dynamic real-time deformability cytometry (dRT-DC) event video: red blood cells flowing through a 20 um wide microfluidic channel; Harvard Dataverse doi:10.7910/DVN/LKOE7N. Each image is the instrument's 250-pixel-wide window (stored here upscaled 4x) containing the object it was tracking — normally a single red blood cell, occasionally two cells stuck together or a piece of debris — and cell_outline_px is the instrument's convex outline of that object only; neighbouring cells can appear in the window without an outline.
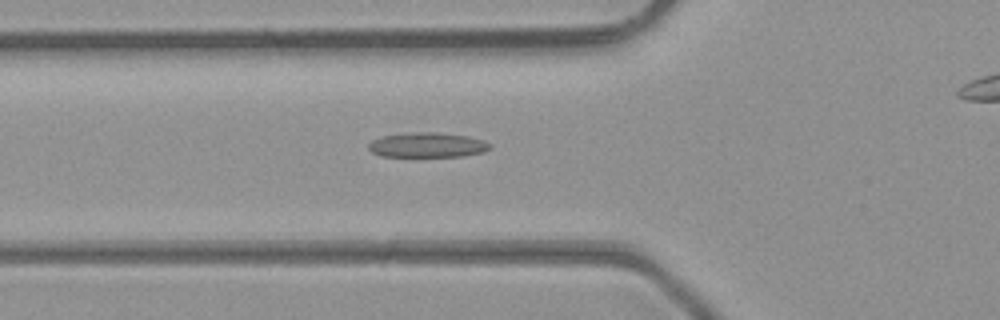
{"species": "common noctule bat (a hibernating species)", "species_latin": "Nyctalus noctula", "temperature_condition": "room temperature", "stored_images_in_passage": 29, "camera_frame_rate_fps": 3000, "um_per_image_px": 0.085, "animal": {"sex": "male", "body_mass_g": 23.1, "forearm_length_mm": 52.7}, "frame": {"image": 1, "passage_image": 4, "time_ms": 1.0, "image_size_px": [1000, 320], "cell_outline_px": [[492, 148], [484, 152], [464, 156], [380, 156], [372, 152], [368, 148], [368, 144], [372, 140], [384, 136], [412, 132], [436, 132], [468, 136], [484, 140], [492, 144]], "centroid_in_image_um": [36.37, 12.32], "position_along_channel_um": 89.4, "area_um2": 17.63}}
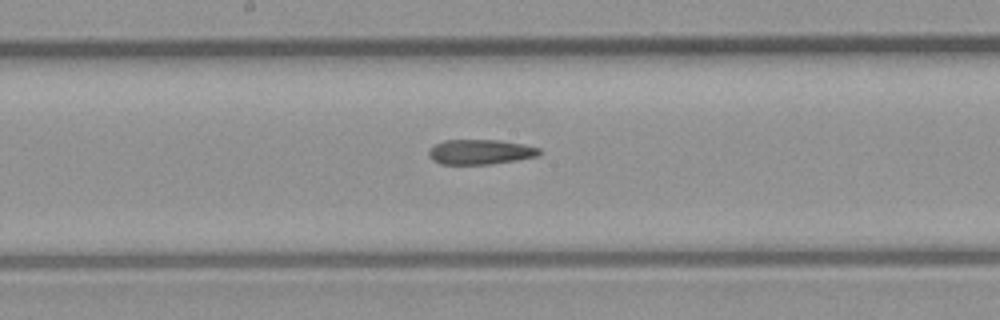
{"frame": {"image": 2, "passage_image": 12, "time_ms": 3.667, "image_size_px": [1000, 320], "cell_outline_px": [[540, 156], [492, 164], [440, 164], [432, 160], [428, 156], [428, 152], [436, 144], [444, 140], [500, 140], [540, 148]], "centroid_in_image_um": [40.82, 12.92], "position_along_channel_um": 207.4, "area_um2": 16.01}}
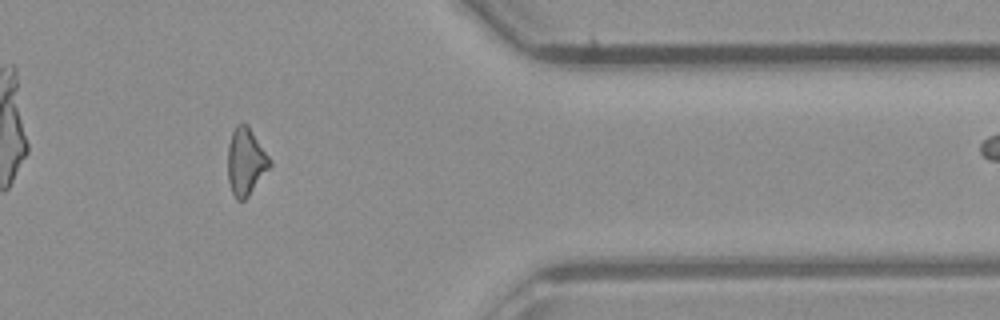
{"frame": {"image": 3, "passage_image": 26, "time_ms": 8.333, "image_size_px": [1000, 320], "cell_outline_px": [[272, 164], [248, 196], [244, 200], [236, 200], [232, 192], [228, 180], [228, 144], [232, 132], [236, 124], [248, 124], [272, 160]], "centroid_in_image_um": [20.89, 13.71], "position_along_channel_um": 390.5, "area_um2": 16.47}, "authors_computed_cell_mechanics": {"area_um2": 16.6464, "velocity_mm_per_s": 4.3738, "shape_relaxation_time_tau1_ms": null, "shape_relaxation_time_tau2_ms": 8.9902, "deformation_change_tau1": null, "deformation_change_tau2": 0.2577}}